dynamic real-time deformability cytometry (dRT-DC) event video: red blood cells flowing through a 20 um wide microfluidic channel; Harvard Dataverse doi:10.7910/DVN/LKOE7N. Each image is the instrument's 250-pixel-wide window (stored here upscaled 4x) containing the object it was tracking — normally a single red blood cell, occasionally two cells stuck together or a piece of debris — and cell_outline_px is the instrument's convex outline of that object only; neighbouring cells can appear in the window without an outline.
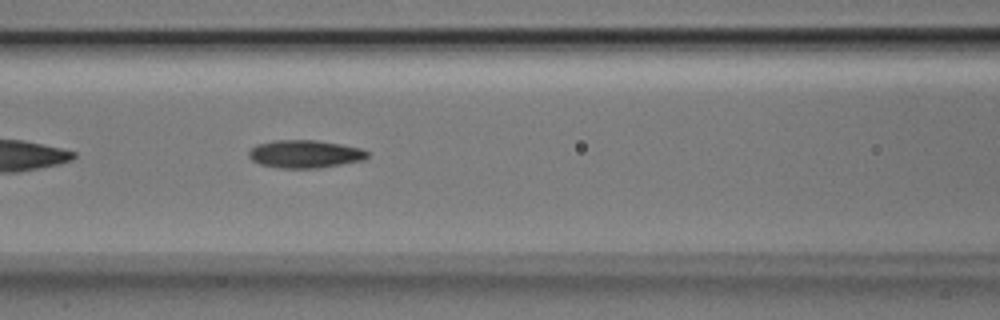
{"species": "Egyptian fruit bat (a non-hibernating species)", "species_latin": "Rousettus aegyptiacus", "temperature_condition": "room temperature", "stored_images_in_passage": 38, "segment_of_instrument_passage": [1, 2], "camera_frame_rate_fps": 3000, "um_per_image_px": 0.085, "animal": {"sex": "male"}, "frame": {"image": 1, "passage_image": 8, "time_ms": 2.333, "image_size_px": [1000, 320], "cell_outline_px": [[368, 156], [364, 160], [320, 168], [280, 168], [260, 164], [252, 160], [248, 156], [248, 152], [256, 144], [272, 140], [316, 140], [340, 144], [360, 148], [368, 152]], "centroid_in_image_um": [25.9, 13.09], "position_along_channel_um": 140.7, "area_um2": 19.31}}
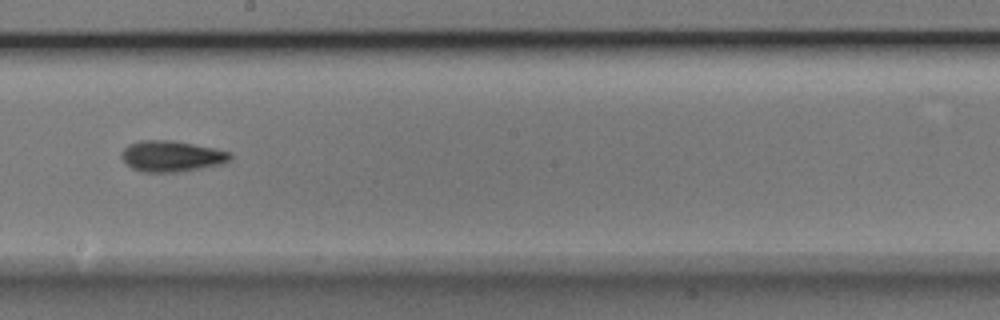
{"frame": {"image": 2, "passage_image": 15, "time_ms": 4.667, "image_size_px": [1000, 320], "cell_outline_px": [[232, 156], [224, 164], [180, 172], [140, 172], [132, 168], [120, 156], [120, 152], [128, 144], [140, 140], [172, 140], [216, 148], [232, 152]], "centroid_in_image_um": [14.59, 13.27], "position_along_channel_um": 233.6, "area_um2": 19.88}}
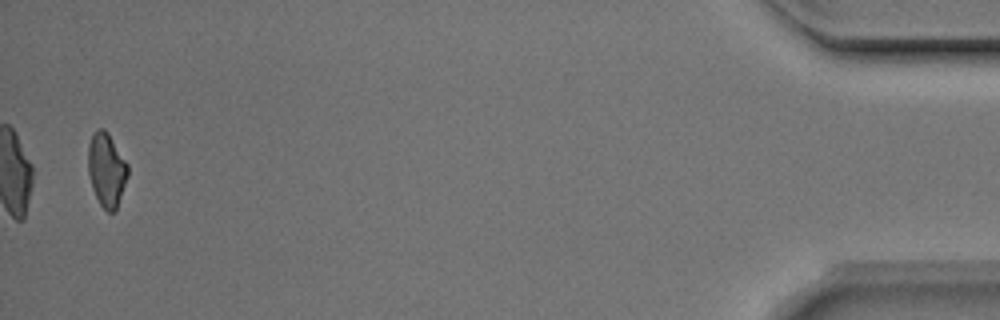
{"frame": {"image": 3, "passage_image": 36, "time_ms": 11.667, "image_size_px": [1000, 320], "cell_outline_px": [[128, 176], [116, 212], [108, 212], [100, 204], [92, 188], [88, 172], [88, 144], [92, 132], [96, 128], [104, 128], [108, 132], [128, 164]], "centroid_in_image_um": [9.05, 14.41], "position_along_channel_um": 426.1, "area_um2": 17.34}}